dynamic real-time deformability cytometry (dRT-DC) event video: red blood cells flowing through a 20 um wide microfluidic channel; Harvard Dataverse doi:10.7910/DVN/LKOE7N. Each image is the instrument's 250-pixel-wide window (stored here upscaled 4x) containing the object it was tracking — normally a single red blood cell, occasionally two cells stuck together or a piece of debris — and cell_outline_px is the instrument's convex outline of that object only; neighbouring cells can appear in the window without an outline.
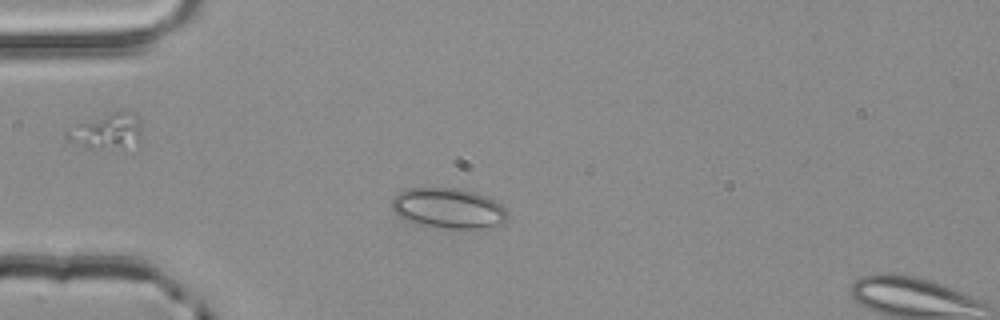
{"species": "common noctule bat (a hibernating species)", "species_latin": "Nyctalus noctula", "temperature_condition": "room temperature", "stored_images_in_passage": 2, "segment_of_instrument_passage": [1, 2], "camera_frame_rate_fps": 3000, "um_per_image_px": 0.085, "animal": {"sex": "male", "body_mass_g": 20.4}, "frame": {"image": 1, "passage_image": 1, "time_ms": 0.0, "image_size_px": [1000, 320], "cell_outline_px": [[508, 212], [504, 224], [500, 228], [452, 228], [416, 224], [404, 220], [392, 208], [392, 200], [400, 192], [412, 188], [460, 188], [476, 192], [496, 200]], "centroid_in_image_um": [38.19, 17.71], "position_along_channel_um": 46.8, "area_um2": 27.34}}